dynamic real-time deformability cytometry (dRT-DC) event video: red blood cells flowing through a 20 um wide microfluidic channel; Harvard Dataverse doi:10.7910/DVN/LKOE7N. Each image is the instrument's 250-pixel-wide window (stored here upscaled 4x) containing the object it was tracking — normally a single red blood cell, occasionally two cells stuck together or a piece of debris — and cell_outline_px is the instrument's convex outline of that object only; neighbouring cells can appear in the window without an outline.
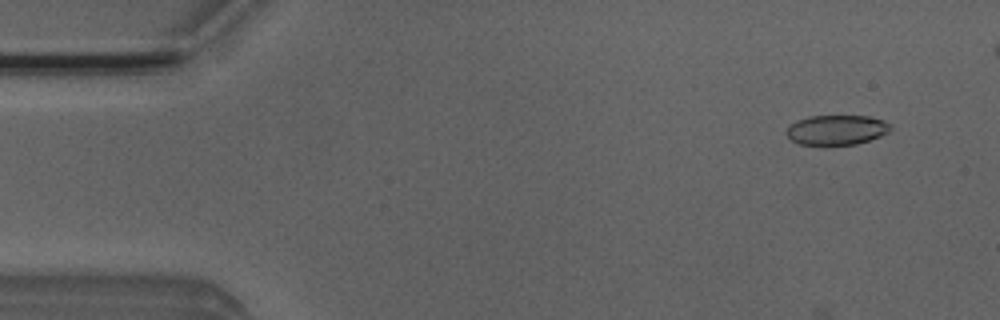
{"species": "Egyptian fruit bat (a non-hibernating species)", "species_latin": "Rousettus aegyptiacus", "temperature_condition": "room temperature", "stored_images_in_passage": 8, "camera_frame_rate_fps": 3000, "um_per_image_px": 0.085, "animal": {"sex": "male"}, "frame": {"image": 1, "passage_image": 4, "time_ms": 1.0, "image_size_px": [1000, 320], "cell_outline_px": [[892, 128], [888, 132], [880, 136], [856, 144], [800, 144], [792, 140], [784, 132], [788, 124], [796, 120], [808, 116], [868, 116], [884, 120], [892, 124]], "centroid_in_image_um": [71.09, 11.02], "position_along_channel_um": 13.9, "area_um2": 18.15}}